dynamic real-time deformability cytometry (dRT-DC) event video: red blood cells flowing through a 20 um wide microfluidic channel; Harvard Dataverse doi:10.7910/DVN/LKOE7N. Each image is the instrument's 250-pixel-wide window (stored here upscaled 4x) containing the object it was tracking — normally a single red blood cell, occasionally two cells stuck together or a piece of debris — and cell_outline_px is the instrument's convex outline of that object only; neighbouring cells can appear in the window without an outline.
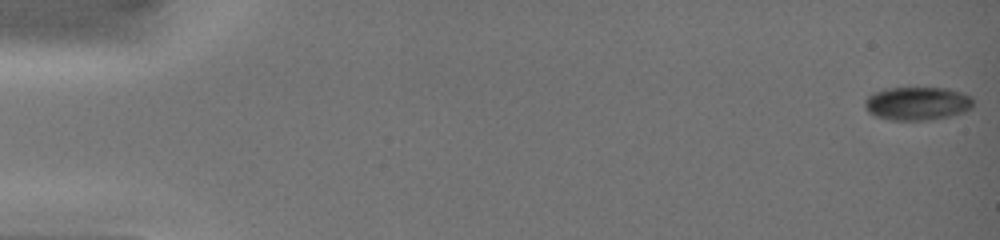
{"species": "common noctule bat (a hibernating species)", "species_latin": "Nyctalus noctula", "temperature_condition": "warm", "stored_images_in_passage": 46, "camera_frame_rate_fps": 3000, "um_per_image_px": 0.085, "animal": {"sex": "female", "body_mass_g": 19.0, "forearm_length_mm": 51.5}, "frame": {"image": 1, "passage_image": 1, "time_ms": 0.0, "image_size_px": [1000, 240], "cell_outline_px": [[972, 108], [964, 112], [948, 116], [928, 120], [892, 120], [876, 116], [868, 112], [864, 108], [864, 100], [868, 96], [884, 88], [948, 88], [972, 96]], "centroid_in_image_um": [77.95, 8.79], "position_along_channel_um": 7.0, "area_um2": 21.1}}
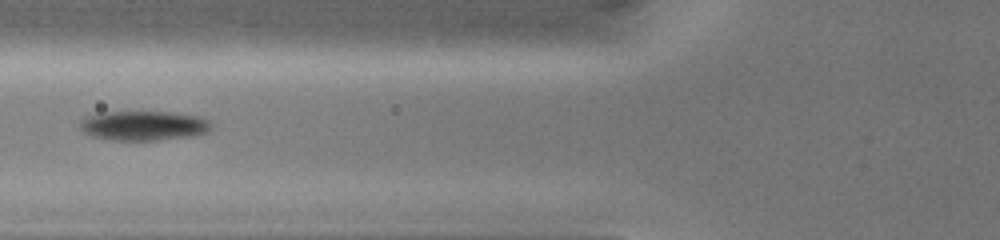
{"frame": {"image": 2, "passage_image": 26, "time_ms": 6.667, "image_size_px": [1000, 240], "cell_outline_px": [[212, 128], [208, 132], [192, 136], [156, 140], [112, 140], [92, 136], [84, 132], [80, 128], [80, 120], [84, 116], [108, 112], [168, 112], [200, 116], [212, 120]], "centroid_in_image_um": [12.25, 10.68], "position_along_channel_um": 113.6, "area_um2": 22.77}}
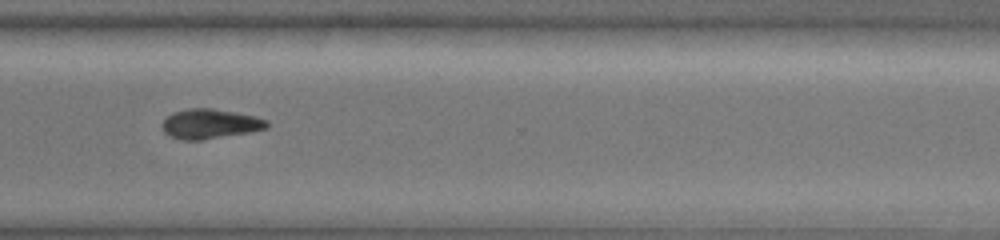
{"frame": {"image": 3, "passage_image": 45, "time_ms": 12.333, "image_size_px": [1000, 240], "cell_outline_px": [[268, 128], [248, 132], [200, 140], [180, 140], [168, 136], [164, 132], [160, 124], [172, 112], [188, 108], [212, 108], [256, 116], [268, 120]], "centroid_in_image_um": [17.81, 10.52], "position_along_channel_um": 352.8, "area_um2": 18.21}}